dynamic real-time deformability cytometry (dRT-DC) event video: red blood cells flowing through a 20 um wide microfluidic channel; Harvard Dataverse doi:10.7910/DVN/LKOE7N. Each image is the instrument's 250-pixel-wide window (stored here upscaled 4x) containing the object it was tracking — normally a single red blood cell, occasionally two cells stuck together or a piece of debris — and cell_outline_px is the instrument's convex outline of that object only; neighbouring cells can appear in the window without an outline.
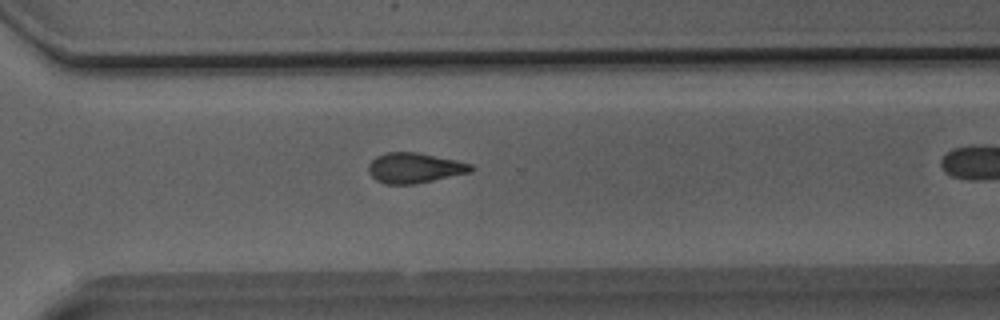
{"species": "Egyptian fruit bat (a non-hibernating species)", "species_latin": "Rousettus aegyptiacus", "temperature_condition": "room temperature", "stored_images_in_passage": 23, "camera_frame_rate_fps": 3000, "um_per_image_px": 0.085, "animal": {"sex": "male"}, "frame": {"image": 1, "passage_image": 20, "time_ms": 6.333, "image_size_px": [1000, 320], "cell_outline_px": [[476, 168], [472, 172], [416, 184], [384, 184], [376, 180], [368, 172], [368, 164], [376, 156], [384, 152], [416, 152], [456, 160], [472, 164]], "centroid_in_image_um": [35.24, 14.27], "position_along_channel_um": 335.4, "area_um2": 18.26}}